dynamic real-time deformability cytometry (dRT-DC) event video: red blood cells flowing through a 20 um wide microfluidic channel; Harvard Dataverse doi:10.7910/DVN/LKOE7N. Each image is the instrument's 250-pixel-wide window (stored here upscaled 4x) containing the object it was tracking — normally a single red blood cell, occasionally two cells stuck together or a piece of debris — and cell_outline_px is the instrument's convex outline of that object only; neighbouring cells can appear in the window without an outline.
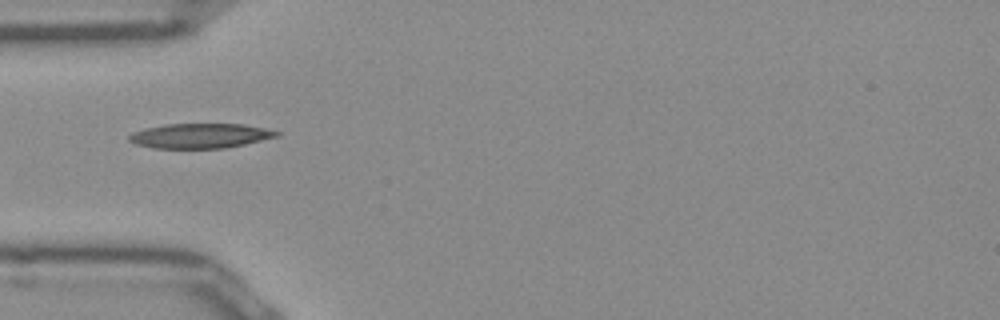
{"species": "Egyptian fruit bat (a non-hibernating species)", "species_latin": "Rousettus aegyptiacus", "temperature_condition": "room temperature", "stored_images_in_passage": 36, "camera_frame_rate_fps": 3000, "um_per_image_px": 0.085, "frame": {"image": 1, "passage_image": 1, "time_ms": 0.0, "image_size_px": [1000, 320], "cell_outline_px": [[280, 136], [244, 144], [224, 148], [152, 148], [136, 144], [128, 140], [128, 136], [132, 132], [144, 128], [164, 124], [240, 124], [264, 128], [280, 132]], "centroid_in_image_um": [16.98, 11.54], "position_along_channel_um": 68.0, "area_um2": 21.27}}
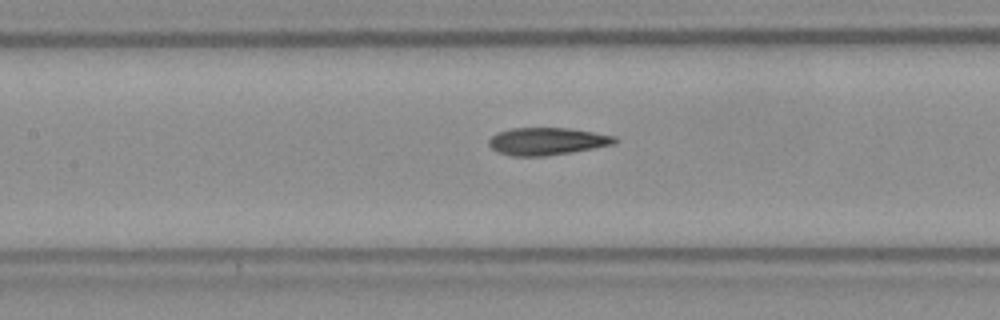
{"frame": {"image": 2, "passage_image": 8, "time_ms": 2.333, "image_size_px": [1000, 320], "cell_outline_px": [[620, 140], [616, 144], [572, 152], [544, 156], [512, 156], [500, 152], [492, 148], [488, 144], [488, 140], [496, 132], [512, 128], [568, 128], [616, 136]], "centroid_in_image_um": [46.52, 12.01], "position_along_channel_um": 160.9, "area_um2": 20.17}}
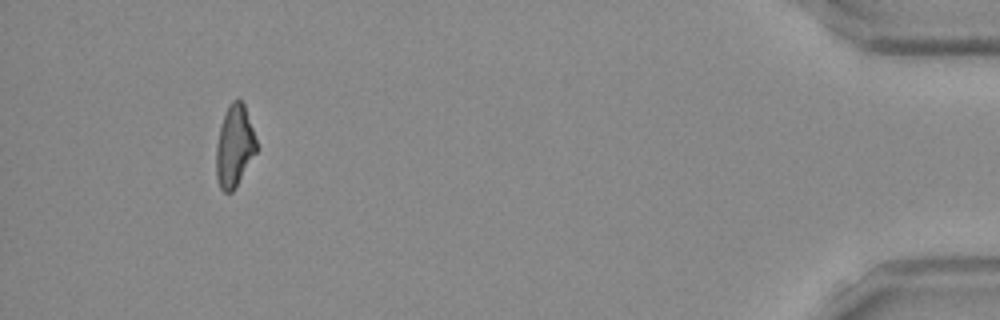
{"frame": {"image": 3, "passage_image": 33, "time_ms": 10.667, "image_size_px": [1000, 320], "cell_outline_px": [[256, 152], [236, 188], [232, 192], [224, 192], [220, 188], [216, 176], [216, 144], [220, 124], [228, 104], [232, 100], [240, 100], [244, 104], [256, 140]], "centroid_in_image_um": [19.9, 12.43], "position_along_channel_um": 415.3, "area_um2": 19.19}, "authors_computed_cell_mechanics": {"area_um2": 19.8254, "velocity_mm_per_s": 3.9306, "shape_relaxation_time_tau1_ms": null, "shape_relaxation_time_tau2_ms": 2.7677, "deformation_change_tau1": null, "deformation_change_tau2": 0.1158}}